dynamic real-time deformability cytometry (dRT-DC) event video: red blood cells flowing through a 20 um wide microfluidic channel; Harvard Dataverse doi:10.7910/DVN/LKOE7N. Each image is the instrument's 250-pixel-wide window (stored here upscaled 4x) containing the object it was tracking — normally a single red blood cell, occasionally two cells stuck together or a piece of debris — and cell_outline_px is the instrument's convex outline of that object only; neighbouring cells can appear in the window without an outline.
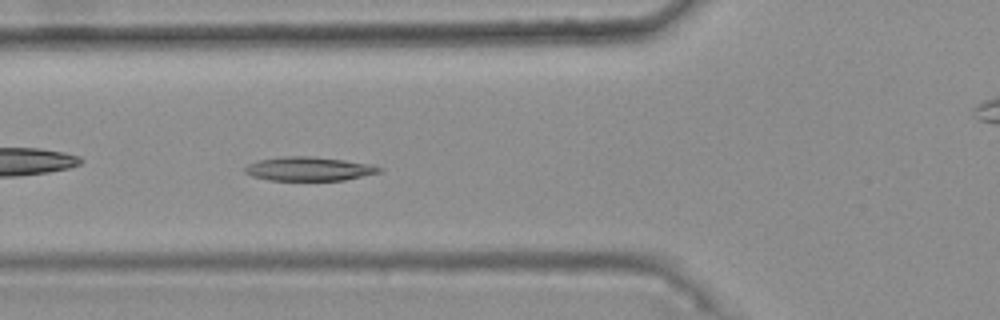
{"species": "common noctule bat (a hibernating species)", "species_latin": "Nyctalus noctula", "temperature_condition": "warm", "stored_images_in_passage": 31, "camera_frame_rate_fps": 3000, "um_per_image_px": 0.085, "animal": {"sex": "female", "body_mass_g": 25.1}, "frame": {"image": 1, "passage_image": 5, "time_ms": 1.333, "image_size_px": [1000, 320], "cell_outline_px": [[384, 168], [380, 172], [344, 180], [268, 180], [252, 176], [244, 172], [244, 168], [248, 164], [260, 160], [284, 156], [312, 156], [344, 160], [372, 164]], "centroid_in_image_um": [26.27, 14.35], "position_along_channel_um": 99.5, "area_um2": 18.67}}